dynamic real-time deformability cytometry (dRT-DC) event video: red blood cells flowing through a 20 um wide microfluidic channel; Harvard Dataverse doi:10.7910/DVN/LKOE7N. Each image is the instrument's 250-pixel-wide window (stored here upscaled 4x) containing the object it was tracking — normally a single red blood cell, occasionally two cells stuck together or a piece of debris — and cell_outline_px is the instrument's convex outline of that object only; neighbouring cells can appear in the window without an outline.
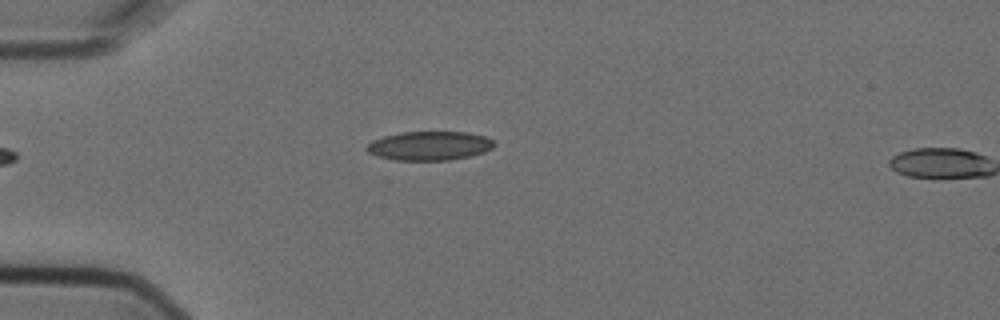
{"species": "Egyptian fruit bat (a non-hibernating species)", "species_latin": "Rousettus aegyptiacus", "temperature_condition": "cold", "stored_images_in_passage": 4, "camera_frame_rate_fps": 3000, "um_per_image_px": 0.085, "animal": {"sex": "female"}, "frame": {"image": 1, "passage_image": 4, "time_ms": 1.0, "image_size_px": [1000, 320], "cell_outline_px": [[496, 144], [492, 148], [484, 152], [468, 156], [448, 160], [396, 160], [376, 156], [368, 152], [364, 148], [372, 140], [384, 136], [400, 132], [468, 132], [484, 136], [492, 140]], "centroid_in_image_um": [36.48, 12.39], "position_along_channel_um": 48.5, "area_um2": 21.5}}